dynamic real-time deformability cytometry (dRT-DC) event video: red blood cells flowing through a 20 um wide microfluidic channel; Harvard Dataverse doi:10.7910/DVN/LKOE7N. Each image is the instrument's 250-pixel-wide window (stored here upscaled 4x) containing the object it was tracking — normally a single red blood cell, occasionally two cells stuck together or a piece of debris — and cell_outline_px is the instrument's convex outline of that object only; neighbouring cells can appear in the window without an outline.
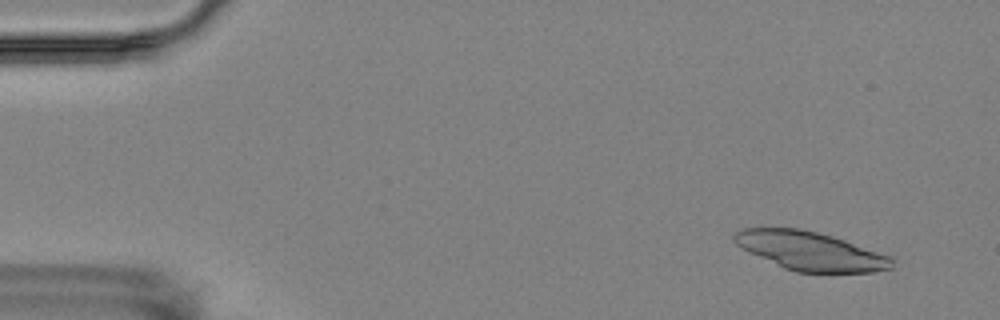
{"species": "Egyptian fruit bat (a non-hibernating species)", "species_latin": "Rousettus aegyptiacus", "temperature_condition": "room temperature", "stored_images_in_passage": 4, "camera_frame_rate_fps": 3000, "um_per_image_px": 0.085, "animal": {"sex": "female"}, "frame": {"image": 1, "passage_image": 1, "time_ms": 0.0, "image_size_px": [1000, 320], "cell_outline_px": [[896, 256], [892, 268], [872, 272], [796, 272], [784, 268], [748, 252], [740, 248], [732, 240], [732, 236], [736, 232], [744, 228], [800, 228], [832, 236]], "centroid_in_image_um": [68.93, 21.34], "position_along_channel_um": 16.1, "area_um2": 35.84}}